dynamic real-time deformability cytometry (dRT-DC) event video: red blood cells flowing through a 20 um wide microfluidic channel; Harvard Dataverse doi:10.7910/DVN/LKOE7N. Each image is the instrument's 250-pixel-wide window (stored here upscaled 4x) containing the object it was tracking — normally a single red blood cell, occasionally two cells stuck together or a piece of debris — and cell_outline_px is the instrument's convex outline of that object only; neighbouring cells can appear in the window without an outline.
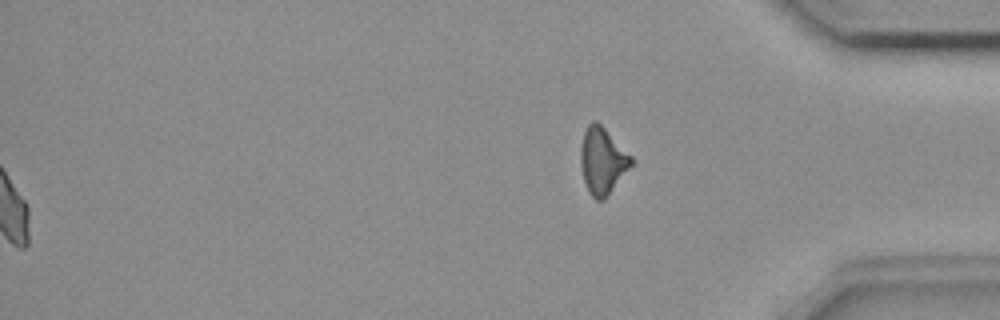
{"species": "common noctule bat (a hibernating species)", "species_latin": "Nyctalus noctula", "temperature_condition": "room temperature", "stored_images_in_passage": 53, "segment_of_instrument_passage": [2, 2], "camera_frame_rate_fps": 3000, "um_per_image_px": 0.085, "animal": {"sex": "female", "body_mass_g": 18.4}, "frame": {"image": 1, "passage_image": 53, "time_ms": 17.333, "image_size_px": [1000, 320], "cell_outline_px": [[636, 164], [604, 200], [596, 200], [588, 192], [584, 180], [580, 164], [580, 148], [584, 132], [588, 124], [592, 120], [596, 120], [636, 160]], "centroid_in_image_um": [51.25, 13.7], "position_along_channel_um": 383.9, "area_um2": 20.11}}